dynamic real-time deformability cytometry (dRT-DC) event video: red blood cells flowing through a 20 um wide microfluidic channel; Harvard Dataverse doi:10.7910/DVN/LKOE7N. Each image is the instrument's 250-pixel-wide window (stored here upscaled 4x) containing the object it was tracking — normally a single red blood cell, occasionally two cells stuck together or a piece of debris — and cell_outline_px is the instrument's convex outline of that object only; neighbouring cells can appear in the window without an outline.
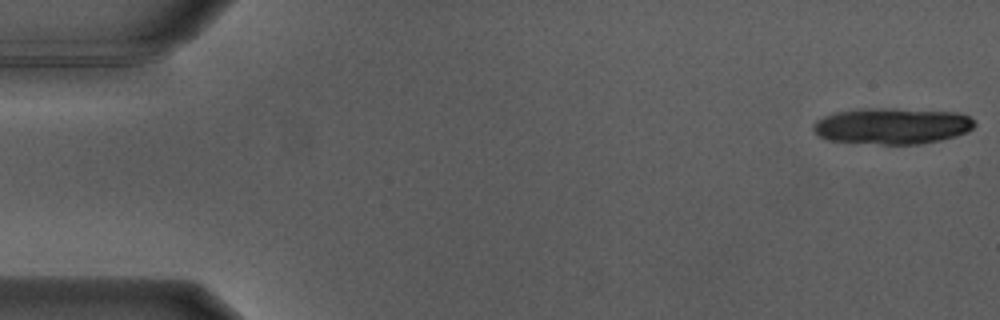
{"species": "Egyptian fruit bat (a non-hibernating species)", "species_latin": "Rousettus aegyptiacus", "temperature_condition": "warm", "stored_images_in_passage": 19, "camera_frame_rate_fps": 3000, "um_per_image_px": 0.085, "animal": {"sex": "male"}, "frame": {"image": 1, "passage_image": 1, "time_ms": 0.0, "image_size_px": [1000, 320], "cell_outline_px": [[976, 124], [968, 132], [956, 136], [940, 140], [920, 144], [880, 144], [828, 140], [820, 136], [812, 128], [812, 124], [816, 120], [824, 116], [836, 112], [864, 108], [896, 108], [960, 112], [968, 116]], "centroid_in_image_um": [75.85, 10.69], "position_along_channel_um": 9.2, "area_um2": 34.22}}